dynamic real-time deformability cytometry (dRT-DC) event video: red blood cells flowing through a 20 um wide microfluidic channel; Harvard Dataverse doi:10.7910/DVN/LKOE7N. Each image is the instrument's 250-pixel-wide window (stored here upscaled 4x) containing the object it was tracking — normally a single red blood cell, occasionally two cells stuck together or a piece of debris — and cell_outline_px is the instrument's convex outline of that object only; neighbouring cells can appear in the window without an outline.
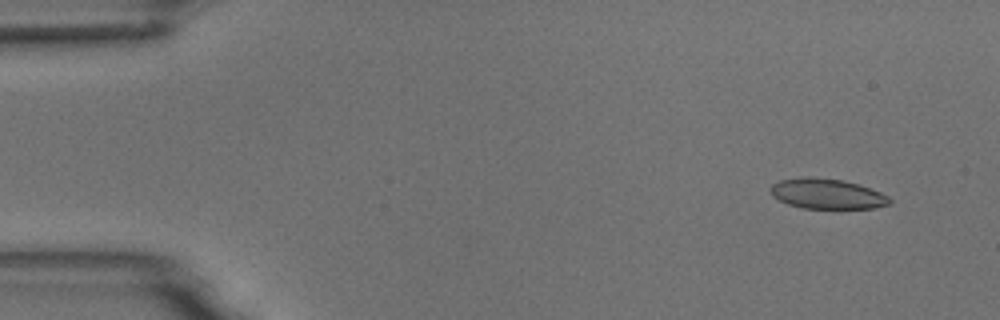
{"species": "common noctule bat (a hibernating species)", "species_latin": "Nyctalus noctula", "temperature_condition": "room temperature", "stored_images_in_passage": 6, "camera_frame_rate_fps": 3000, "um_per_image_px": 0.085, "animal": {"sex": "male", "body_mass_g": 18.8}, "frame": {"image": 1, "passage_image": 2, "time_ms": 1.0, "image_size_px": [1000, 320], "cell_outline_px": [[892, 200], [888, 204], [872, 208], [804, 208], [788, 204], [772, 196], [768, 188], [772, 184], [780, 180], [808, 176], [844, 180], [860, 184], [880, 192], [888, 196]], "centroid_in_image_um": [70.27, 16.46], "position_along_channel_um": 14.7, "area_um2": 20.98}}